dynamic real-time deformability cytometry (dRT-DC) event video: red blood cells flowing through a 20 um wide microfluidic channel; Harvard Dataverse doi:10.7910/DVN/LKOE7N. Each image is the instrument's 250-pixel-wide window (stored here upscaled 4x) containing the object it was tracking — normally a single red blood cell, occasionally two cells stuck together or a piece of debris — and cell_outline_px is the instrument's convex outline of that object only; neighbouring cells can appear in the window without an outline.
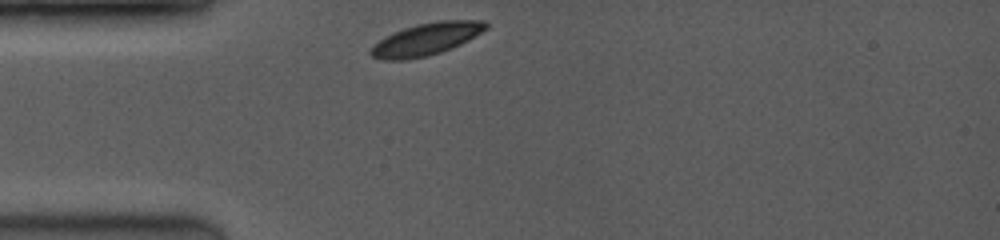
{"species": "common noctule bat (a hibernating species)", "species_latin": "Nyctalus noctula", "temperature_condition": "room temperature", "stored_images_in_passage": 6, "camera_frame_rate_fps": 3500, "um_per_image_px": 0.085, "animal": {"sex": "female", "body_mass_g": 19.0, "forearm_length_mm": 53.3}, "frame": {"image": 1, "passage_image": 1, "time_ms": 0.0, "image_size_px": [1000, 240], "cell_outline_px": [[488, 28], [460, 44], [440, 52], [424, 56], [404, 60], [384, 60], [372, 56], [368, 52], [372, 44], [384, 36], [392, 32], [416, 24], [440, 20], [484, 20], [488, 24]], "centroid_in_image_um": [36.18, 3.31], "position_along_channel_um": 48.8, "area_um2": 21.62}}
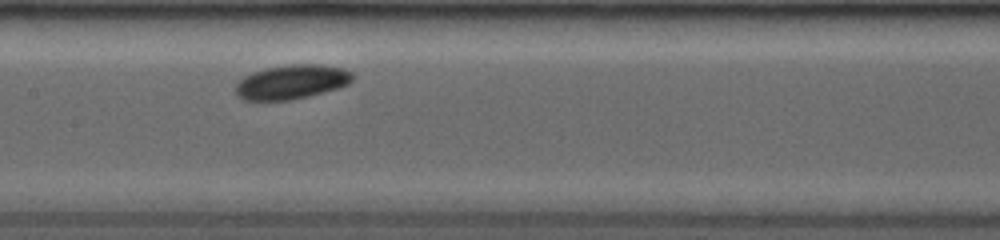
{"frame": {"image": 2, "passage_image": 5, "time_ms": 3.714, "image_size_px": [1000, 240], "cell_outline_px": [[352, 80], [348, 84], [336, 88], [308, 96], [288, 100], [244, 100], [236, 96], [236, 84], [244, 76], [252, 72], [268, 68], [292, 64], [320, 64], [344, 68], [352, 72]], "centroid_in_image_um": [24.78, 6.96], "position_along_channel_um": 182.6, "area_um2": 23.18}}
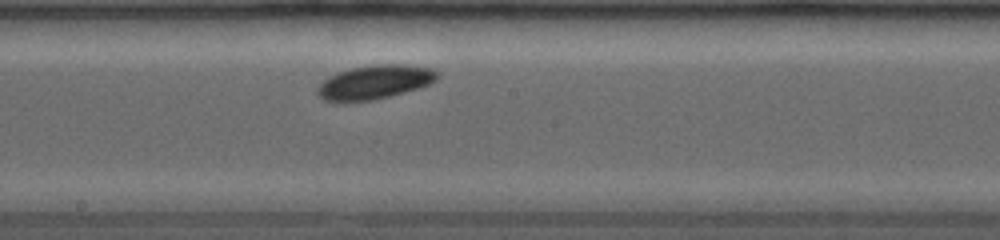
{"frame": {"image": 3, "passage_image": 6, "time_ms": 4.571, "image_size_px": [1000, 240], "cell_outline_px": [[440, 76], [436, 80], [428, 84], [404, 92], [372, 100], [324, 100], [316, 92], [316, 88], [324, 80], [340, 72], [352, 68], [376, 64], [404, 64], [432, 68], [440, 72]], "centroid_in_image_um": [31.91, 6.95], "position_along_channel_um": 216.3, "area_um2": 23.18}}